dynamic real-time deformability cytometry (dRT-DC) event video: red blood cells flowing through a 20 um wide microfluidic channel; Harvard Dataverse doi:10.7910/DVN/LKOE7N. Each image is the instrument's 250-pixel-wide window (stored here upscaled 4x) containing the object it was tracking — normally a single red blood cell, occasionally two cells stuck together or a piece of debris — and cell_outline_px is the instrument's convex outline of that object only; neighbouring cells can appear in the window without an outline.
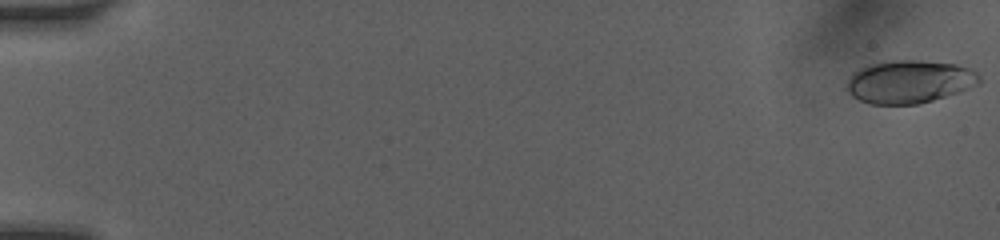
{"species": "human", "species_latin": "Homo sapiens", "temperature_condition": "room temperature", "stored_images_in_passage": 29, "camera_frame_rate_fps": 3000, "um_per_image_px": 0.085, "donor": {"sex": "female"}, "frame": {"image": 1, "passage_image": 1, "time_ms": 0.0, "image_size_px": [1000, 240], "cell_outline_px": [[980, 84], [960, 92], [920, 104], [872, 104], [860, 100], [852, 96], [844, 88], [844, 84], [848, 76], [852, 72], [860, 68], [872, 64], [892, 60], [920, 60], [956, 64], [972, 68], [980, 76]], "centroid_in_image_um": [77.29, 6.94], "position_along_channel_um": 7.7, "area_um2": 33.7}}
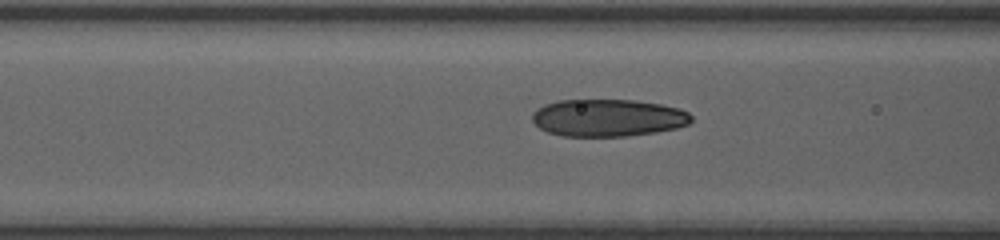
{"frame": {"image": 2, "passage_image": 25, "time_ms": 7.0, "image_size_px": [1000, 240], "cell_outline_px": [[692, 120], [688, 124], [676, 128], [656, 132], [624, 136], [564, 136], [548, 132], [540, 128], [532, 120], [532, 116], [536, 108], [544, 104], [560, 100], [636, 100], [660, 104], [680, 108], [688, 112], [692, 116]], "centroid_in_image_um": [51.68, 10.01], "position_along_channel_um": 114.9, "area_um2": 34.62}}
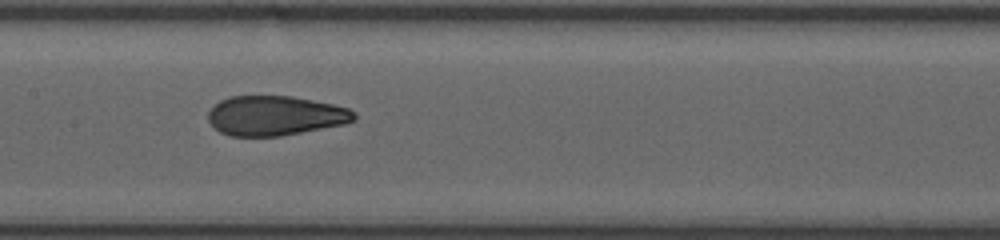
{"frame": {"image": 3, "passage_image": 28, "time_ms": 8.667, "image_size_px": [1000, 240], "cell_outline_px": [[356, 120], [344, 124], [280, 136], [232, 136], [220, 132], [208, 120], [208, 112], [220, 100], [228, 96], [292, 96], [332, 104], [348, 108], [356, 112]], "centroid_in_image_um": [23.4, 9.83], "position_along_channel_um": 184.0, "area_um2": 33.64}}